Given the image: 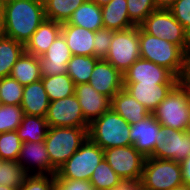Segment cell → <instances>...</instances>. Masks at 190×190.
Returning <instances> with one entry per match:
<instances>
[{
    "mask_svg": "<svg viewBox=\"0 0 190 190\" xmlns=\"http://www.w3.org/2000/svg\"><path fill=\"white\" fill-rule=\"evenodd\" d=\"M190 156V136L186 131L162 127L156 137V148L150 157L182 162Z\"/></svg>",
    "mask_w": 190,
    "mask_h": 190,
    "instance_id": "11",
    "label": "cell"
},
{
    "mask_svg": "<svg viewBox=\"0 0 190 190\" xmlns=\"http://www.w3.org/2000/svg\"><path fill=\"white\" fill-rule=\"evenodd\" d=\"M61 34L72 55L93 56L94 31L76 25L62 24Z\"/></svg>",
    "mask_w": 190,
    "mask_h": 190,
    "instance_id": "22",
    "label": "cell"
},
{
    "mask_svg": "<svg viewBox=\"0 0 190 190\" xmlns=\"http://www.w3.org/2000/svg\"><path fill=\"white\" fill-rule=\"evenodd\" d=\"M148 34L179 46L185 53L190 49V34L166 9L151 12L140 25Z\"/></svg>",
    "mask_w": 190,
    "mask_h": 190,
    "instance_id": "7",
    "label": "cell"
},
{
    "mask_svg": "<svg viewBox=\"0 0 190 190\" xmlns=\"http://www.w3.org/2000/svg\"><path fill=\"white\" fill-rule=\"evenodd\" d=\"M141 181L121 180V182L111 190H140Z\"/></svg>",
    "mask_w": 190,
    "mask_h": 190,
    "instance_id": "43",
    "label": "cell"
},
{
    "mask_svg": "<svg viewBox=\"0 0 190 190\" xmlns=\"http://www.w3.org/2000/svg\"><path fill=\"white\" fill-rule=\"evenodd\" d=\"M130 124L112 109L89 124L88 137L102 150L131 146Z\"/></svg>",
    "mask_w": 190,
    "mask_h": 190,
    "instance_id": "3",
    "label": "cell"
},
{
    "mask_svg": "<svg viewBox=\"0 0 190 190\" xmlns=\"http://www.w3.org/2000/svg\"><path fill=\"white\" fill-rule=\"evenodd\" d=\"M55 190H94L93 185L85 180L55 179Z\"/></svg>",
    "mask_w": 190,
    "mask_h": 190,
    "instance_id": "41",
    "label": "cell"
},
{
    "mask_svg": "<svg viewBox=\"0 0 190 190\" xmlns=\"http://www.w3.org/2000/svg\"><path fill=\"white\" fill-rule=\"evenodd\" d=\"M91 2H94L95 4L99 5V6H103L108 4L111 0H89Z\"/></svg>",
    "mask_w": 190,
    "mask_h": 190,
    "instance_id": "47",
    "label": "cell"
},
{
    "mask_svg": "<svg viewBox=\"0 0 190 190\" xmlns=\"http://www.w3.org/2000/svg\"><path fill=\"white\" fill-rule=\"evenodd\" d=\"M49 104L50 101L41 79L24 86L20 105L24 114L45 118Z\"/></svg>",
    "mask_w": 190,
    "mask_h": 190,
    "instance_id": "23",
    "label": "cell"
},
{
    "mask_svg": "<svg viewBox=\"0 0 190 190\" xmlns=\"http://www.w3.org/2000/svg\"><path fill=\"white\" fill-rule=\"evenodd\" d=\"M123 82L178 84L179 78L167 68L139 58L123 73Z\"/></svg>",
    "mask_w": 190,
    "mask_h": 190,
    "instance_id": "13",
    "label": "cell"
},
{
    "mask_svg": "<svg viewBox=\"0 0 190 190\" xmlns=\"http://www.w3.org/2000/svg\"><path fill=\"white\" fill-rule=\"evenodd\" d=\"M186 133L190 136V117H189V121L187 123V127H186Z\"/></svg>",
    "mask_w": 190,
    "mask_h": 190,
    "instance_id": "50",
    "label": "cell"
},
{
    "mask_svg": "<svg viewBox=\"0 0 190 190\" xmlns=\"http://www.w3.org/2000/svg\"><path fill=\"white\" fill-rule=\"evenodd\" d=\"M74 94L89 124L111 109V99L98 93L89 83L75 85Z\"/></svg>",
    "mask_w": 190,
    "mask_h": 190,
    "instance_id": "19",
    "label": "cell"
},
{
    "mask_svg": "<svg viewBox=\"0 0 190 190\" xmlns=\"http://www.w3.org/2000/svg\"><path fill=\"white\" fill-rule=\"evenodd\" d=\"M4 36L26 44L46 19L43 0H4Z\"/></svg>",
    "mask_w": 190,
    "mask_h": 190,
    "instance_id": "1",
    "label": "cell"
},
{
    "mask_svg": "<svg viewBox=\"0 0 190 190\" xmlns=\"http://www.w3.org/2000/svg\"><path fill=\"white\" fill-rule=\"evenodd\" d=\"M10 76L22 86L40 80L42 76L38 57L24 52L14 64Z\"/></svg>",
    "mask_w": 190,
    "mask_h": 190,
    "instance_id": "26",
    "label": "cell"
},
{
    "mask_svg": "<svg viewBox=\"0 0 190 190\" xmlns=\"http://www.w3.org/2000/svg\"><path fill=\"white\" fill-rule=\"evenodd\" d=\"M140 190H153V189L147 188V187H145V186H143V185L141 184Z\"/></svg>",
    "mask_w": 190,
    "mask_h": 190,
    "instance_id": "51",
    "label": "cell"
},
{
    "mask_svg": "<svg viewBox=\"0 0 190 190\" xmlns=\"http://www.w3.org/2000/svg\"><path fill=\"white\" fill-rule=\"evenodd\" d=\"M100 59L95 56L72 55L67 64V74L75 85L88 83L96 63Z\"/></svg>",
    "mask_w": 190,
    "mask_h": 190,
    "instance_id": "30",
    "label": "cell"
},
{
    "mask_svg": "<svg viewBox=\"0 0 190 190\" xmlns=\"http://www.w3.org/2000/svg\"><path fill=\"white\" fill-rule=\"evenodd\" d=\"M111 109L123 117L130 125L146 118L150 112L124 88L111 99Z\"/></svg>",
    "mask_w": 190,
    "mask_h": 190,
    "instance_id": "21",
    "label": "cell"
},
{
    "mask_svg": "<svg viewBox=\"0 0 190 190\" xmlns=\"http://www.w3.org/2000/svg\"><path fill=\"white\" fill-rule=\"evenodd\" d=\"M173 190H190V186L183 184L181 186H178L177 188H174Z\"/></svg>",
    "mask_w": 190,
    "mask_h": 190,
    "instance_id": "48",
    "label": "cell"
},
{
    "mask_svg": "<svg viewBox=\"0 0 190 190\" xmlns=\"http://www.w3.org/2000/svg\"><path fill=\"white\" fill-rule=\"evenodd\" d=\"M0 190H19V188L0 185Z\"/></svg>",
    "mask_w": 190,
    "mask_h": 190,
    "instance_id": "49",
    "label": "cell"
},
{
    "mask_svg": "<svg viewBox=\"0 0 190 190\" xmlns=\"http://www.w3.org/2000/svg\"><path fill=\"white\" fill-rule=\"evenodd\" d=\"M139 58V26L113 31V40L104 60L123 74Z\"/></svg>",
    "mask_w": 190,
    "mask_h": 190,
    "instance_id": "9",
    "label": "cell"
},
{
    "mask_svg": "<svg viewBox=\"0 0 190 190\" xmlns=\"http://www.w3.org/2000/svg\"><path fill=\"white\" fill-rule=\"evenodd\" d=\"M45 119L49 127H89L75 94L51 101Z\"/></svg>",
    "mask_w": 190,
    "mask_h": 190,
    "instance_id": "12",
    "label": "cell"
},
{
    "mask_svg": "<svg viewBox=\"0 0 190 190\" xmlns=\"http://www.w3.org/2000/svg\"><path fill=\"white\" fill-rule=\"evenodd\" d=\"M103 152L104 159L122 180H141L145 157L133 145L109 148Z\"/></svg>",
    "mask_w": 190,
    "mask_h": 190,
    "instance_id": "10",
    "label": "cell"
},
{
    "mask_svg": "<svg viewBox=\"0 0 190 190\" xmlns=\"http://www.w3.org/2000/svg\"><path fill=\"white\" fill-rule=\"evenodd\" d=\"M41 80L50 102L71 96L75 92L74 81L67 73L54 76H42Z\"/></svg>",
    "mask_w": 190,
    "mask_h": 190,
    "instance_id": "29",
    "label": "cell"
},
{
    "mask_svg": "<svg viewBox=\"0 0 190 190\" xmlns=\"http://www.w3.org/2000/svg\"><path fill=\"white\" fill-rule=\"evenodd\" d=\"M48 129L49 126L44 117L24 114L16 131L22 142H43Z\"/></svg>",
    "mask_w": 190,
    "mask_h": 190,
    "instance_id": "27",
    "label": "cell"
},
{
    "mask_svg": "<svg viewBox=\"0 0 190 190\" xmlns=\"http://www.w3.org/2000/svg\"><path fill=\"white\" fill-rule=\"evenodd\" d=\"M54 175H29L19 190H55Z\"/></svg>",
    "mask_w": 190,
    "mask_h": 190,
    "instance_id": "39",
    "label": "cell"
},
{
    "mask_svg": "<svg viewBox=\"0 0 190 190\" xmlns=\"http://www.w3.org/2000/svg\"><path fill=\"white\" fill-rule=\"evenodd\" d=\"M162 126L152 113L130 126V139L133 146L145 158L150 157L156 148V137Z\"/></svg>",
    "mask_w": 190,
    "mask_h": 190,
    "instance_id": "18",
    "label": "cell"
},
{
    "mask_svg": "<svg viewBox=\"0 0 190 190\" xmlns=\"http://www.w3.org/2000/svg\"><path fill=\"white\" fill-rule=\"evenodd\" d=\"M183 184L190 186V156L180 162Z\"/></svg>",
    "mask_w": 190,
    "mask_h": 190,
    "instance_id": "44",
    "label": "cell"
},
{
    "mask_svg": "<svg viewBox=\"0 0 190 190\" xmlns=\"http://www.w3.org/2000/svg\"><path fill=\"white\" fill-rule=\"evenodd\" d=\"M129 92L150 113L164 100L177 84H155L141 82H123Z\"/></svg>",
    "mask_w": 190,
    "mask_h": 190,
    "instance_id": "17",
    "label": "cell"
},
{
    "mask_svg": "<svg viewBox=\"0 0 190 190\" xmlns=\"http://www.w3.org/2000/svg\"><path fill=\"white\" fill-rule=\"evenodd\" d=\"M140 181L143 186L153 190H173L183 185L180 163L147 157Z\"/></svg>",
    "mask_w": 190,
    "mask_h": 190,
    "instance_id": "8",
    "label": "cell"
},
{
    "mask_svg": "<svg viewBox=\"0 0 190 190\" xmlns=\"http://www.w3.org/2000/svg\"><path fill=\"white\" fill-rule=\"evenodd\" d=\"M23 89L24 86L11 76L0 78V99L2 104L21 105Z\"/></svg>",
    "mask_w": 190,
    "mask_h": 190,
    "instance_id": "34",
    "label": "cell"
},
{
    "mask_svg": "<svg viewBox=\"0 0 190 190\" xmlns=\"http://www.w3.org/2000/svg\"><path fill=\"white\" fill-rule=\"evenodd\" d=\"M72 58V53L65 38L60 34L49 49L38 57L41 76H54L67 73V64Z\"/></svg>",
    "mask_w": 190,
    "mask_h": 190,
    "instance_id": "15",
    "label": "cell"
},
{
    "mask_svg": "<svg viewBox=\"0 0 190 190\" xmlns=\"http://www.w3.org/2000/svg\"><path fill=\"white\" fill-rule=\"evenodd\" d=\"M89 127H49L44 140L51 165L58 170L88 137Z\"/></svg>",
    "mask_w": 190,
    "mask_h": 190,
    "instance_id": "4",
    "label": "cell"
},
{
    "mask_svg": "<svg viewBox=\"0 0 190 190\" xmlns=\"http://www.w3.org/2000/svg\"><path fill=\"white\" fill-rule=\"evenodd\" d=\"M24 52V44L4 35L0 37V78L10 76L14 64Z\"/></svg>",
    "mask_w": 190,
    "mask_h": 190,
    "instance_id": "28",
    "label": "cell"
},
{
    "mask_svg": "<svg viewBox=\"0 0 190 190\" xmlns=\"http://www.w3.org/2000/svg\"><path fill=\"white\" fill-rule=\"evenodd\" d=\"M113 40V30L101 28L94 35L93 56L104 59L110 49V43Z\"/></svg>",
    "mask_w": 190,
    "mask_h": 190,
    "instance_id": "38",
    "label": "cell"
},
{
    "mask_svg": "<svg viewBox=\"0 0 190 190\" xmlns=\"http://www.w3.org/2000/svg\"><path fill=\"white\" fill-rule=\"evenodd\" d=\"M179 83L190 93V49L185 53L184 67Z\"/></svg>",
    "mask_w": 190,
    "mask_h": 190,
    "instance_id": "42",
    "label": "cell"
},
{
    "mask_svg": "<svg viewBox=\"0 0 190 190\" xmlns=\"http://www.w3.org/2000/svg\"><path fill=\"white\" fill-rule=\"evenodd\" d=\"M23 116L20 105L3 104L0 108V133L15 131L20 126Z\"/></svg>",
    "mask_w": 190,
    "mask_h": 190,
    "instance_id": "36",
    "label": "cell"
},
{
    "mask_svg": "<svg viewBox=\"0 0 190 190\" xmlns=\"http://www.w3.org/2000/svg\"><path fill=\"white\" fill-rule=\"evenodd\" d=\"M128 15L135 26H140L146 17L157 10L153 0H126Z\"/></svg>",
    "mask_w": 190,
    "mask_h": 190,
    "instance_id": "37",
    "label": "cell"
},
{
    "mask_svg": "<svg viewBox=\"0 0 190 190\" xmlns=\"http://www.w3.org/2000/svg\"><path fill=\"white\" fill-rule=\"evenodd\" d=\"M169 11L190 34V0H177Z\"/></svg>",
    "mask_w": 190,
    "mask_h": 190,
    "instance_id": "40",
    "label": "cell"
},
{
    "mask_svg": "<svg viewBox=\"0 0 190 190\" xmlns=\"http://www.w3.org/2000/svg\"><path fill=\"white\" fill-rule=\"evenodd\" d=\"M139 48L142 59L165 67L180 78L185 52L179 46L148 34L139 26Z\"/></svg>",
    "mask_w": 190,
    "mask_h": 190,
    "instance_id": "2",
    "label": "cell"
},
{
    "mask_svg": "<svg viewBox=\"0 0 190 190\" xmlns=\"http://www.w3.org/2000/svg\"><path fill=\"white\" fill-rule=\"evenodd\" d=\"M17 162L27 171L29 175L55 176L57 174V170L51 165L49 160V154L44 141L22 142Z\"/></svg>",
    "mask_w": 190,
    "mask_h": 190,
    "instance_id": "14",
    "label": "cell"
},
{
    "mask_svg": "<svg viewBox=\"0 0 190 190\" xmlns=\"http://www.w3.org/2000/svg\"><path fill=\"white\" fill-rule=\"evenodd\" d=\"M29 176L17 161H0V185L20 188Z\"/></svg>",
    "mask_w": 190,
    "mask_h": 190,
    "instance_id": "32",
    "label": "cell"
},
{
    "mask_svg": "<svg viewBox=\"0 0 190 190\" xmlns=\"http://www.w3.org/2000/svg\"><path fill=\"white\" fill-rule=\"evenodd\" d=\"M62 23L45 19L24 45L25 52L36 57L42 56L61 34Z\"/></svg>",
    "mask_w": 190,
    "mask_h": 190,
    "instance_id": "20",
    "label": "cell"
},
{
    "mask_svg": "<svg viewBox=\"0 0 190 190\" xmlns=\"http://www.w3.org/2000/svg\"><path fill=\"white\" fill-rule=\"evenodd\" d=\"M62 24L76 25L96 32L103 28L101 6L86 0L72 13L69 20Z\"/></svg>",
    "mask_w": 190,
    "mask_h": 190,
    "instance_id": "25",
    "label": "cell"
},
{
    "mask_svg": "<svg viewBox=\"0 0 190 190\" xmlns=\"http://www.w3.org/2000/svg\"><path fill=\"white\" fill-rule=\"evenodd\" d=\"M101 10L104 28L118 31L135 26L129 18L126 0H111Z\"/></svg>",
    "mask_w": 190,
    "mask_h": 190,
    "instance_id": "24",
    "label": "cell"
},
{
    "mask_svg": "<svg viewBox=\"0 0 190 190\" xmlns=\"http://www.w3.org/2000/svg\"><path fill=\"white\" fill-rule=\"evenodd\" d=\"M102 159L103 150L87 137L81 147L57 170L55 179L89 181Z\"/></svg>",
    "mask_w": 190,
    "mask_h": 190,
    "instance_id": "5",
    "label": "cell"
},
{
    "mask_svg": "<svg viewBox=\"0 0 190 190\" xmlns=\"http://www.w3.org/2000/svg\"><path fill=\"white\" fill-rule=\"evenodd\" d=\"M117 173L109 166L105 159L95 168L89 182L93 185V189L111 190L121 182Z\"/></svg>",
    "mask_w": 190,
    "mask_h": 190,
    "instance_id": "33",
    "label": "cell"
},
{
    "mask_svg": "<svg viewBox=\"0 0 190 190\" xmlns=\"http://www.w3.org/2000/svg\"><path fill=\"white\" fill-rule=\"evenodd\" d=\"M86 0H43L45 17L59 23L69 20L72 13Z\"/></svg>",
    "mask_w": 190,
    "mask_h": 190,
    "instance_id": "31",
    "label": "cell"
},
{
    "mask_svg": "<svg viewBox=\"0 0 190 190\" xmlns=\"http://www.w3.org/2000/svg\"><path fill=\"white\" fill-rule=\"evenodd\" d=\"M5 19H4V0H0V37L4 35Z\"/></svg>",
    "mask_w": 190,
    "mask_h": 190,
    "instance_id": "46",
    "label": "cell"
},
{
    "mask_svg": "<svg viewBox=\"0 0 190 190\" xmlns=\"http://www.w3.org/2000/svg\"><path fill=\"white\" fill-rule=\"evenodd\" d=\"M152 114L162 127L185 131L190 117V93L178 83Z\"/></svg>",
    "mask_w": 190,
    "mask_h": 190,
    "instance_id": "6",
    "label": "cell"
},
{
    "mask_svg": "<svg viewBox=\"0 0 190 190\" xmlns=\"http://www.w3.org/2000/svg\"><path fill=\"white\" fill-rule=\"evenodd\" d=\"M177 0H153L157 9L169 10Z\"/></svg>",
    "mask_w": 190,
    "mask_h": 190,
    "instance_id": "45",
    "label": "cell"
},
{
    "mask_svg": "<svg viewBox=\"0 0 190 190\" xmlns=\"http://www.w3.org/2000/svg\"><path fill=\"white\" fill-rule=\"evenodd\" d=\"M22 141L17 131L0 133V160L17 161Z\"/></svg>",
    "mask_w": 190,
    "mask_h": 190,
    "instance_id": "35",
    "label": "cell"
},
{
    "mask_svg": "<svg viewBox=\"0 0 190 190\" xmlns=\"http://www.w3.org/2000/svg\"><path fill=\"white\" fill-rule=\"evenodd\" d=\"M88 83L110 99L124 88L123 74L104 59L96 63Z\"/></svg>",
    "mask_w": 190,
    "mask_h": 190,
    "instance_id": "16",
    "label": "cell"
}]
</instances>
